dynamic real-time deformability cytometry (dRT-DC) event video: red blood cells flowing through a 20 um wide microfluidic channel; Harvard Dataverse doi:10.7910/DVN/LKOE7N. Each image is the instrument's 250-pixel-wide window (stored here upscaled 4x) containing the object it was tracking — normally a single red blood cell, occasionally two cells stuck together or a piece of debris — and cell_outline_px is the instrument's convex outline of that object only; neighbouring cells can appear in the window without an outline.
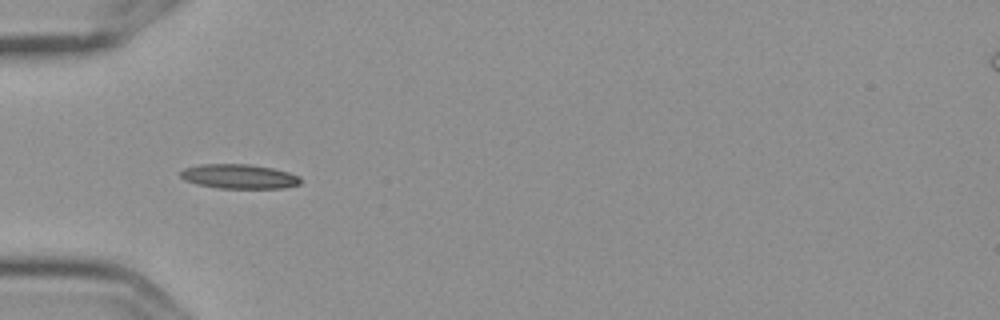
{"species": "Egyptian fruit bat (a non-hibernating species)", "species_latin": "Rousettus aegyptiacus", "temperature_condition": "cold", "stored_images_in_passage": 6, "camera_frame_rate_fps": 3000, "um_per_image_px": 0.085, "frame": {"image": 1, "passage_image": 6, "time_ms": 1.667, "image_size_px": [1000, 320], "cell_outline_px": [[300, 184], [284, 188], [216, 188], [196, 184], [184, 180], [180, 176], [180, 172], [184, 168], [200, 164], [248, 164], [272, 168], [288, 172], [300, 176]], "centroid_in_image_um": [20.3, 15.0], "position_along_channel_um": 64.7, "area_um2": 17.17}}